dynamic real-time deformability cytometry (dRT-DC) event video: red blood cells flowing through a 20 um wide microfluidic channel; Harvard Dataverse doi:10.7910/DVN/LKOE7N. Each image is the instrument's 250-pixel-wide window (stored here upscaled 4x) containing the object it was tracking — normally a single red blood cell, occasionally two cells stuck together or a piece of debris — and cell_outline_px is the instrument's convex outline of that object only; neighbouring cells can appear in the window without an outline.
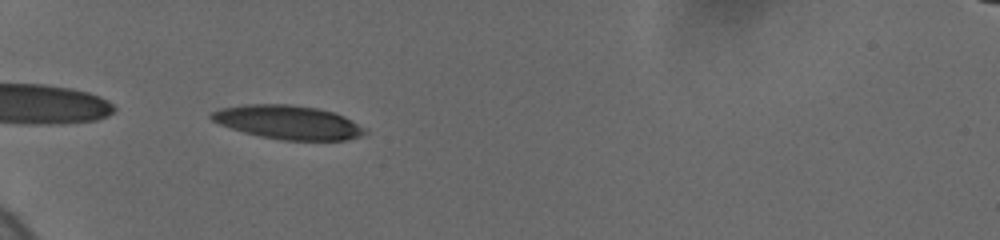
{"species": "human", "species_latin": "Homo sapiens", "temperature_condition": "cold", "stored_images_in_passage": 4, "camera_frame_rate_fps": 3000, "um_per_image_px": 0.085, "donor": {"sex": "female"}, "frame": {"image": 1, "passage_image": 3, "time_ms": 0.667, "image_size_px": [1000, 240], "cell_outline_px": [[368, 132], [360, 136], [344, 140], [284, 140], [260, 136], [244, 132], [220, 124], [212, 120], [208, 116], [212, 112], [220, 108], [244, 104], [288, 104], [316, 108], [332, 112], [344, 116], [352, 120], [364, 128]], "centroid_in_image_um": [24.47, 10.39], "position_along_channel_um": 60.5, "area_um2": 30.0}}